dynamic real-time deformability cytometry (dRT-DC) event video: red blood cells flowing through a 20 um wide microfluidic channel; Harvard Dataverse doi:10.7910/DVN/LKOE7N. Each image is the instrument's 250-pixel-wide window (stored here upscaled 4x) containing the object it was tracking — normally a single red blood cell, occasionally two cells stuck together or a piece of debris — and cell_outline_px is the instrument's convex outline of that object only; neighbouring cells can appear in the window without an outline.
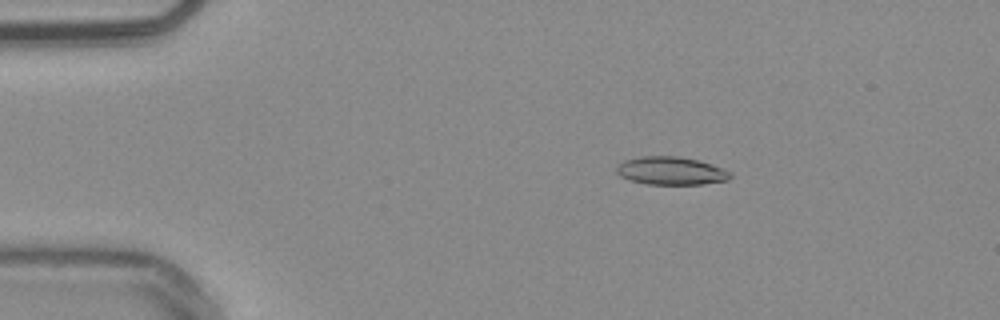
{"species": "common noctule bat (a hibernating species)", "species_latin": "Nyctalus noctula", "temperature_condition": "warm", "stored_images_in_passage": 54, "camera_frame_rate_fps": 3000, "um_per_image_px": 0.085, "animal": {"sex": "male", "body_mass_g": 20.4}, "frame": {"image": 1, "passage_image": 10, "time_ms": 3.0, "image_size_px": [1000, 320], "cell_outline_px": [[732, 176], [728, 180], [704, 184], [648, 184], [628, 180], [620, 176], [616, 172], [616, 168], [624, 160], [640, 156], [680, 156], [696, 160], [732, 172]], "centroid_in_image_um": [57.0, 14.52], "position_along_channel_um": 28.0, "area_um2": 18.5}}
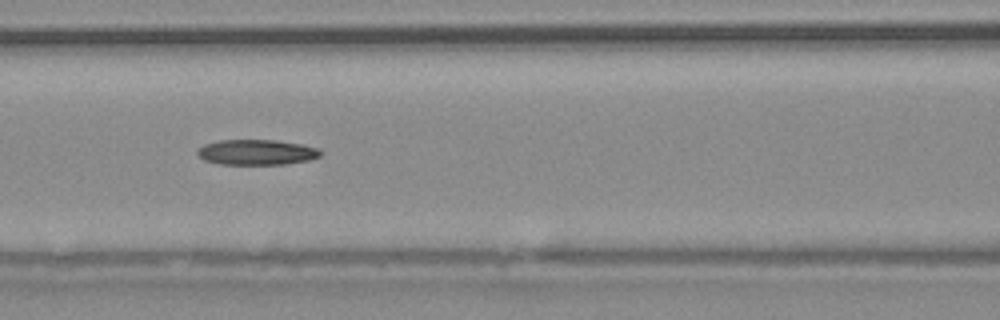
{"frame": {"image": 2, "passage_image": 24, "time_ms": 7.667, "image_size_px": [1000, 320], "cell_outline_px": [[320, 156], [308, 160], [284, 164], [220, 164], [204, 160], [196, 152], [196, 148], [204, 144], [220, 140], [276, 140], [300, 144], [316, 148], [320, 152]], "centroid_in_image_um": [21.75, 12.93], "position_along_channel_um": 144.9, "area_um2": 18.03}}
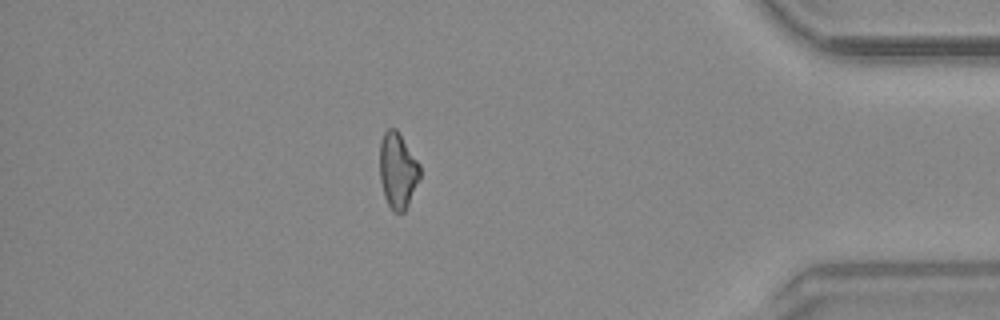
{"frame": {"image": 3, "passage_image": 47, "time_ms": 15.333, "image_size_px": [1000, 320], "cell_outline_px": [[420, 180], [404, 212], [392, 212], [384, 196], [380, 180], [380, 140], [384, 132], [388, 128], [396, 128], [420, 164]], "centroid_in_image_um": [33.81, 14.49], "position_along_channel_um": 401.4, "area_um2": 17.86}}